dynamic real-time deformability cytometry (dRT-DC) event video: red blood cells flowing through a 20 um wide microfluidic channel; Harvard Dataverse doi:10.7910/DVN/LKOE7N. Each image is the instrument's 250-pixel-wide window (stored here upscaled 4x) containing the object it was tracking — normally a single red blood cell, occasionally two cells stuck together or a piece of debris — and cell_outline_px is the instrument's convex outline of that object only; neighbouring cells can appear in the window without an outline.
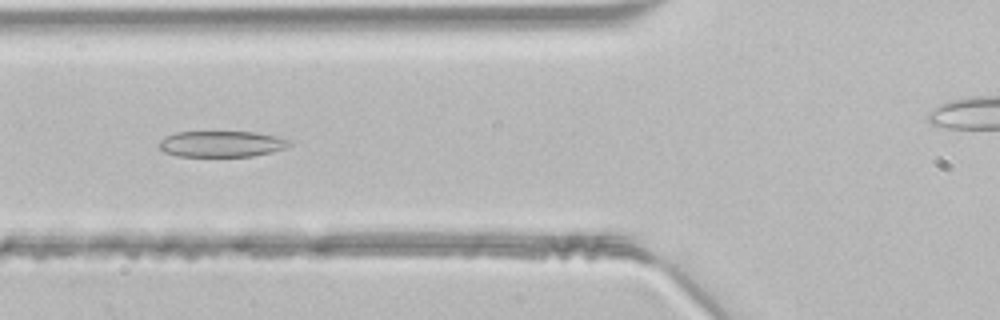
{"species": "common noctule bat (a hibernating species)", "species_latin": "Nyctalus noctula", "temperature_condition": "room temperature", "stored_images_in_passage": 42, "camera_frame_rate_fps": 3000, "um_per_image_px": 0.085, "animal": {"sex": "male", "body_mass_g": 21.5, "forearm_length_mm": 52.0}, "frame": {"image": 1, "passage_image": 11, "time_ms": 3.333, "image_size_px": [1000, 320], "cell_outline_px": [[292, 144], [284, 148], [272, 152], [252, 156], [176, 156], [164, 152], [156, 144], [164, 136], [176, 132], [256, 132], [276, 136], [288, 140]], "centroid_in_image_um": [18.78, 12.23], "position_along_channel_um": 107.0, "area_um2": 19.83}}
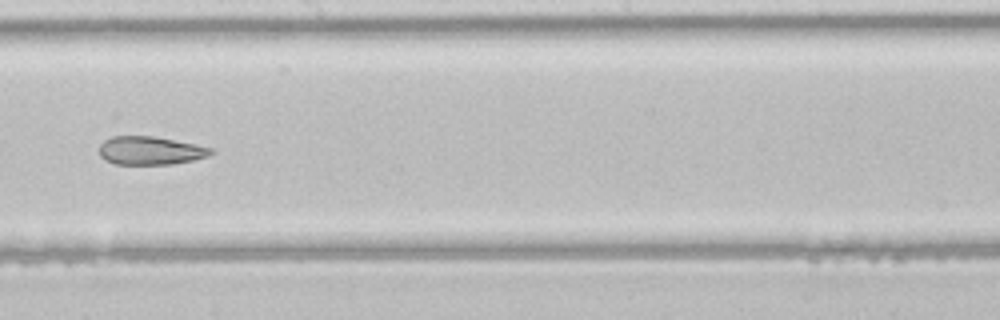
{"frame": {"image": 2, "passage_image": 20, "time_ms": 6.333, "image_size_px": [1000, 320], "cell_outline_px": [[216, 152], [208, 156], [192, 160], [172, 164], [116, 164], [104, 160], [100, 156], [100, 144], [104, 140], [112, 136], [152, 136], [196, 144], [212, 148]], "centroid_in_image_um": [12.78, 12.8], "position_along_channel_um": 235.4, "area_um2": 18.44}}
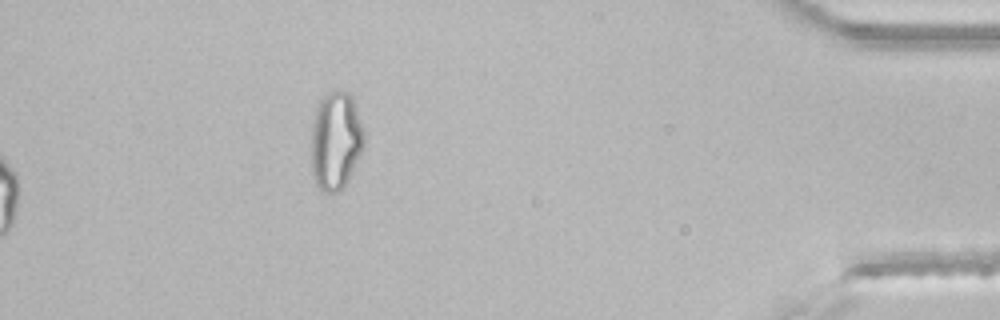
{"frame": {"image": 3, "passage_image": 42, "time_ms": 13.667, "image_size_px": [1000, 320], "cell_outline_px": [[364, 144], [348, 180], [344, 188], [340, 192], [320, 192], [312, 176], [312, 120], [316, 108], [320, 100], [328, 92], [336, 88], [348, 92], [352, 96], [364, 132]], "centroid_in_image_um": [28.52, 11.96], "position_along_channel_um": 406.7, "area_um2": 30.46}}